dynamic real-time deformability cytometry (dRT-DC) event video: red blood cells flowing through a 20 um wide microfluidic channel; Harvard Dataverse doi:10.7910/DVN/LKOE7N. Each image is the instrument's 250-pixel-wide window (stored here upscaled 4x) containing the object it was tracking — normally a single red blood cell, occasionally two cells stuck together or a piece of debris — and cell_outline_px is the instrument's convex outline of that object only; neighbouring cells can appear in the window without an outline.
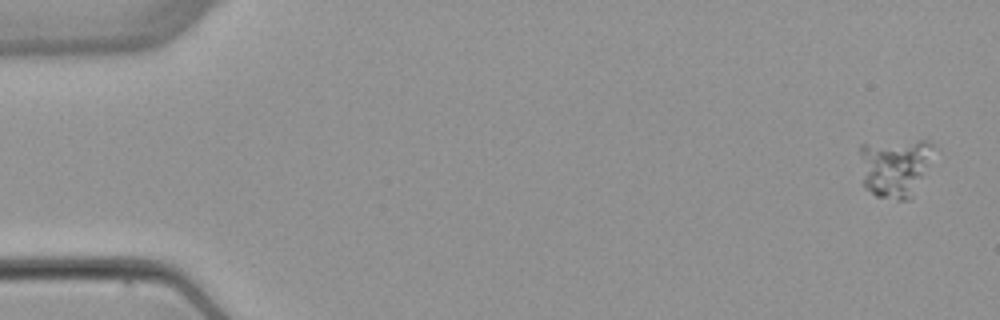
{"species": "common noctule bat (a hibernating species)", "species_latin": "Nyctalus noctula", "temperature_condition": "warm", "stored_images_in_passage": 4, "camera_frame_rate_fps": 3000, "um_per_image_px": 0.085, "animal": {"sex": "female", "body_mass_g": 22.7, "forearm_length_mm": 54.2}, "frame": {"image": 1, "passage_image": 1, "time_ms": 0.0, "image_size_px": [1000, 320], "cell_outline_px": [[932, 144], [920, 176], [912, 196], [908, 200], [896, 200], [876, 196], [864, 188], [860, 152], [860, 144], [920, 140], [928, 140]], "centroid_in_image_um": [75.95, 14.23], "position_along_channel_um": 9.1, "area_um2": 24.1}}